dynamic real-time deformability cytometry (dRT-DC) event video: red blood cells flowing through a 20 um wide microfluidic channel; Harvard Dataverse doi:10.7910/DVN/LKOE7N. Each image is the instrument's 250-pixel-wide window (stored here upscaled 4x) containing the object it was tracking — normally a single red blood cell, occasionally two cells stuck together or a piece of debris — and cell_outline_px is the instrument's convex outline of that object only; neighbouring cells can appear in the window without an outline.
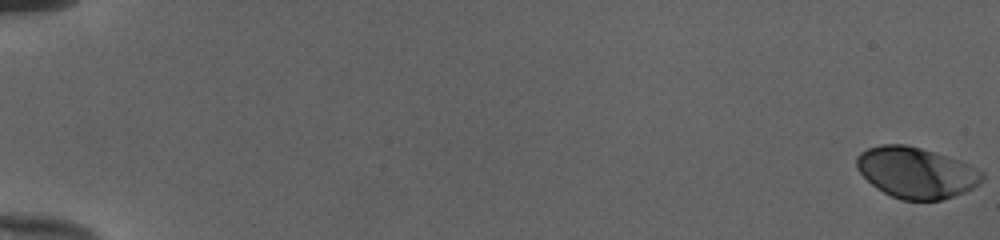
{"species": "human", "species_latin": "Homo sapiens", "temperature_condition": "cold", "stored_images_in_passage": 54, "camera_frame_rate_fps": 3000, "um_per_image_px": 0.085, "donor": {"sex": "female"}, "frame": {"image": 1, "passage_image": 1, "time_ms": 0.0, "image_size_px": [1000, 240], "cell_outline_px": [[984, 180], [980, 184], [964, 192], [940, 200], [900, 200], [876, 188], [856, 168], [856, 156], [860, 152], [868, 148], [880, 144], [904, 144], [920, 148], [948, 156], [960, 160], [984, 172]], "centroid_in_image_um": [77.88, 14.66], "position_along_channel_um": 7.1, "area_um2": 37.28}}
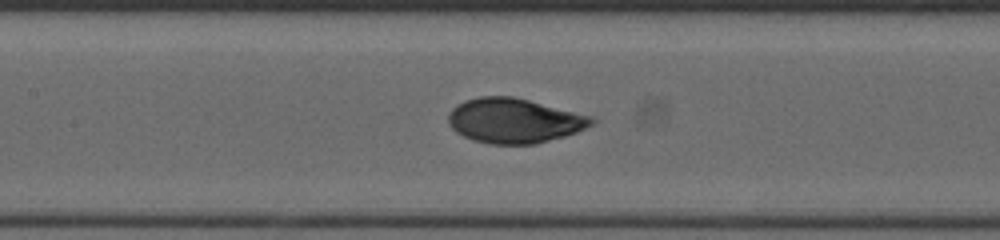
{"frame": {"image": 2, "passage_image": 28, "time_ms": 9.0, "image_size_px": [1000, 240], "cell_outline_px": [[596, 120], [592, 124], [576, 132], [564, 136], [536, 144], [492, 144], [472, 140], [456, 132], [448, 124], [448, 116], [452, 108], [456, 104], [464, 100], [480, 96], [512, 96], [592, 116]], "centroid_in_image_um": [43.67, 10.25], "position_along_channel_um": 163.7, "area_um2": 37.28}}
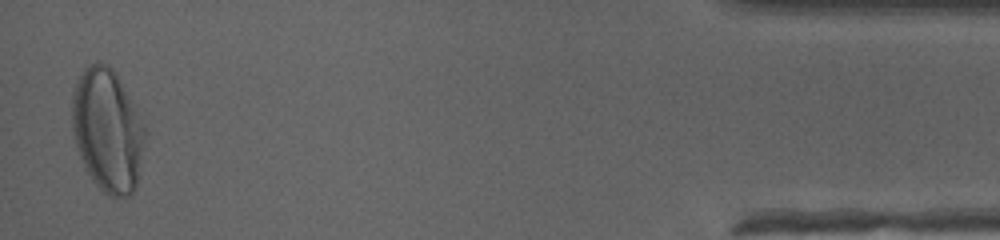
{"frame": {"image": 3, "passage_image": 53, "time_ms": 17.333, "image_size_px": [1000, 240], "cell_outline_px": [[148, 132], [136, 188], [128, 196], [112, 196], [104, 192], [92, 180], [84, 168], [72, 132], [72, 88], [76, 80], [84, 68], [96, 60], [108, 64], [116, 72]], "centroid_in_image_um": [9.14, 11.05], "position_along_channel_um": 426.1, "area_um2": 52.89}, "authors_computed_cell_mechanics": {"area_um2": 37.1076, "velocity_mm_per_s": 4.0016, "shape_relaxation_time_tau1_ms": 4.5661, "shape_relaxation_time_tau2_ms": null, "deformation_change_tau1": 0.2044, "deformation_change_tau2": null}}